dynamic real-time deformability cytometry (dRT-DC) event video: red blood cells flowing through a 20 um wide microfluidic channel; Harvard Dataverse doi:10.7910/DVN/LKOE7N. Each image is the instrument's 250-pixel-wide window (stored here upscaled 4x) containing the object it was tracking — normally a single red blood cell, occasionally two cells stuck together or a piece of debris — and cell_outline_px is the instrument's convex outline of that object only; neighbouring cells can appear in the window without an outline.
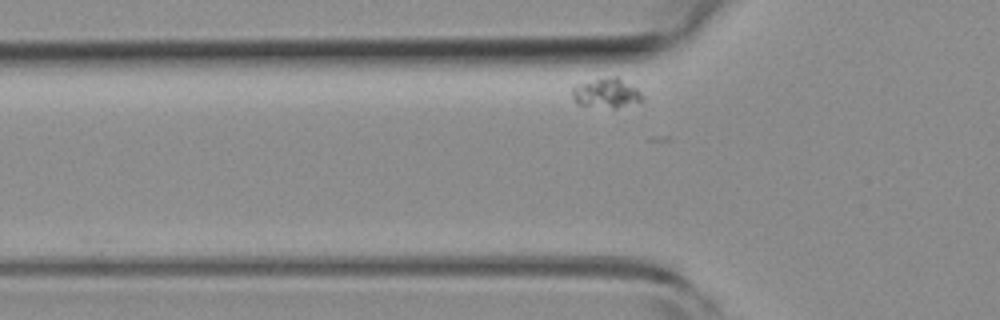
{"species": "common noctule bat (a hibernating species)", "species_latin": "Nyctalus noctula", "temperature_condition": "room temperature", "stored_images_in_passage": 36, "camera_frame_rate_fps": 3000, "um_per_image_px": 0.085, "animal": {"sex": "female", "body_mass_g": 19.3, "forearm_length_mm": 54.1}, "frame": {"image": 1, "passage_image": 5, "time_ms": 1.333, "image_size_px": [1000, 320], "cell_outline_px": [[640, 100], [616, 108], [612, 108], [576, 104], [572, 96], [572, 88], [576, 84], [608, 76], [616, 76], [636, 88], [640, 92]], "centroid_in_image_um": [51.46, 7.89], "position_along_channel_um": 74.3, "area_um2": 11.79}}
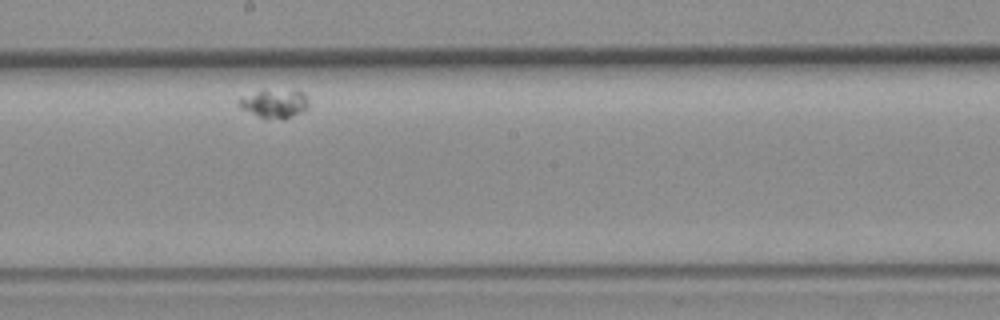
{"frame": {"image": 2, "passage_image": 20, "time_ms": 6.333, "image_size_px": [1000, 320], "cell_outline_px": [[308, 108], [304, 112], [284, 120], [264, 120], [240, 108], [240, 96], [260, 92], [304, 92], [308, 100]], "centroid_in_image_um": [23.35, 8.9], "position_along_channel_um": 224.8, "area_um2": 11.44}}
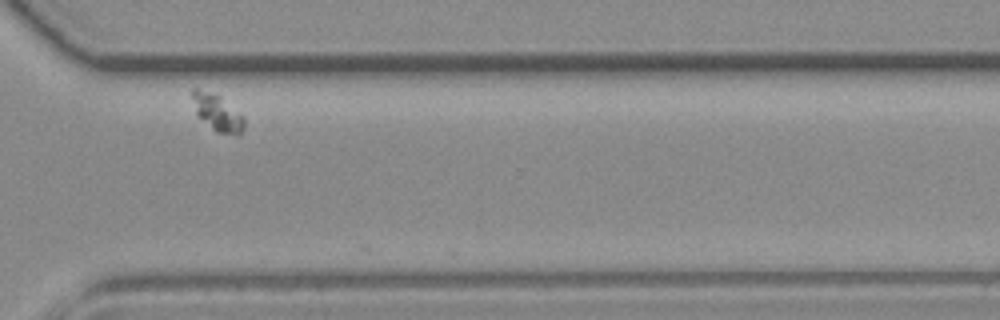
{"frame": {"image": 3, "passage_image": 32, "time_ms": 10.333, "image_size_px": [1000, 320], "cell_outline_px": [[244, 128], [236, 136], [216, 132], [196, 116], [192, 96], [192, 88], [196, 88], [220, 96], [244, 116]], "centroid_in_image_um": [18.47, 9.6], "position_along_channel_um": 352.1, "area_um2": 11.1}}